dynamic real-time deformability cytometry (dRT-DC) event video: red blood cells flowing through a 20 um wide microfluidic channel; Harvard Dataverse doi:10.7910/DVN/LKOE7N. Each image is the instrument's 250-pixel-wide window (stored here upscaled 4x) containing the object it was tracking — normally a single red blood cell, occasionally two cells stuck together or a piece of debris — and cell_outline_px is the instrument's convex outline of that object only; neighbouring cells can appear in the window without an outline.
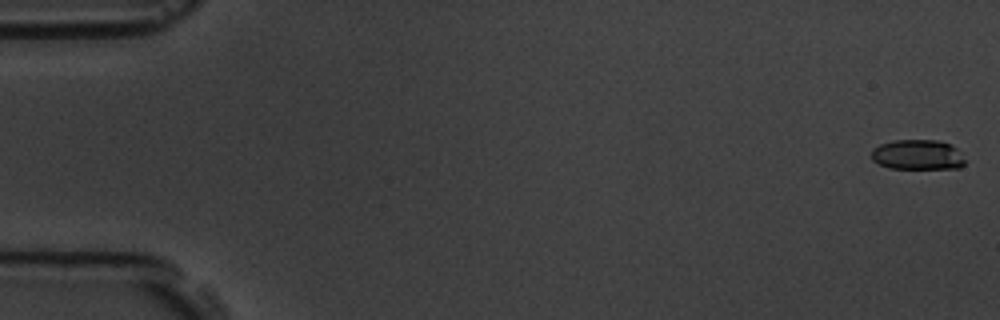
{"species": "common noctule bat (a hibernating species)", "species_latin": "Nyctalus noctula", "temperature_condition": "room temperature", "stored_images_in_passage": 5, "camera_frame_rate_fps": 3000, "um_per_image_px": 0.085, "animal": {"sex": "male", "body_mass_g": 19.5, "forearm_length_mm": 54.6}, "frame": {"image": 1, "passage_image": 1, "time_ms": 0.0, "image_size_px": [1000, 320], "cell_outline_px": [[964, 164], [960, 168], [888, 168], [872, 160], [872, 148], [880, 144], [892, 140], [936, 140], [952, 144], [956, 148], [964, 160]], "centroid_in_image_um": [77.98, 13.14], "position_along_channel_um": 7.0, "area_um2": 16.36}}
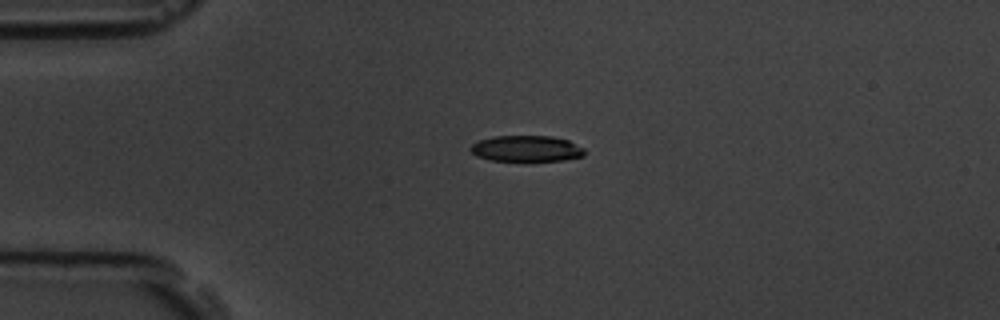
{"frame": {"image": 2, "passage_image": 4, "time_ms": 4.333, "image_size_px": [1000, 320], "cell_outline_px": [[584, 156], [564, 160], [488, 160], [476, 156], [468, 148], [472, 144], [480, 140], [496, 136], [552, 136], [568, 140], [584, 148]], "centroid_in_image_um": [44.74, 12.62], "position_along_channel_um": 40.3, "area_um2": 17.17}}